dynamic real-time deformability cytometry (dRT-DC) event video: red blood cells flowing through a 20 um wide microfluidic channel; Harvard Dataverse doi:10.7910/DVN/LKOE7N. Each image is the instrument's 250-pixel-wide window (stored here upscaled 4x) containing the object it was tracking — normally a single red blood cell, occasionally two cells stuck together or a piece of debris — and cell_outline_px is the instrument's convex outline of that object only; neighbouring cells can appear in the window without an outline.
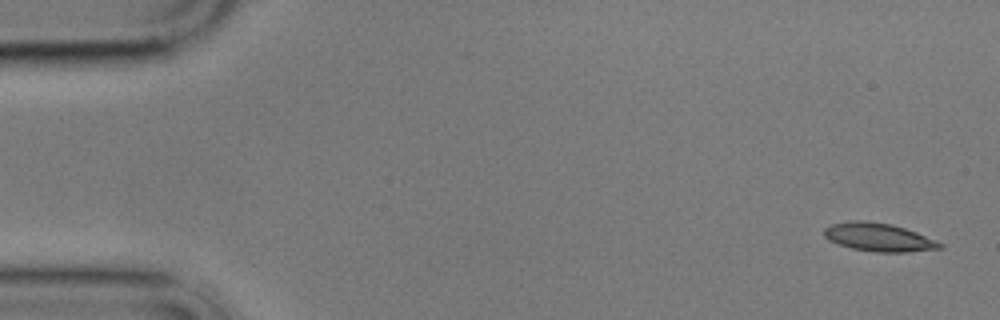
{"species": "common noctule bat (a hibernating species)", "species_latin": "Nyctalus noctula", "temperature_condition": "cold", "stored_images_in_passage": 4, "camera_frame_rate_fps": 3000, "um_per_image_px": 0.085, "animal": {"sex": "male", "body_mass_g": 17.9}, "frame": {"image": 1, "passage_image": 1, "time_ms": 0.0, "image_size_px": [1000, 320], "cell_outline_px": [[944, 244], [940, 248], [908, 252], [876, 252], [852, 248], [828, 240], [824, 236], [824, 228], [832, 224], [852, 220], [868, 220], [892, 224], [916, 232]], "centroid_in_image_um": [74.66, 20.15], "position_along_channel_um": 10.3, "area_um2": 18.96}}